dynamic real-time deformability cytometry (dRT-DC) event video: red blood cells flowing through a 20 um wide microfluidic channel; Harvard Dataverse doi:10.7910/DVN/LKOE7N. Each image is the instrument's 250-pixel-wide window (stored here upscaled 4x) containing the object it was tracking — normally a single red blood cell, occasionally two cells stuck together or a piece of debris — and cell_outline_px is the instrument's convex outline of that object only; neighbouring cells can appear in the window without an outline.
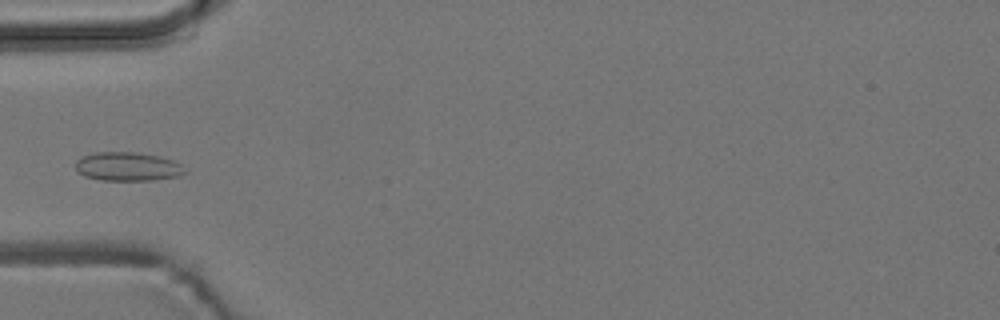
{"species": "common noctule bat (a hibernating species)", "species_latin": "Nyctalus noctula", "temperature_condition": "room temperature", "stored_images_in_passage": 7, "camera_frame_rate_fps": 3000, "um_per_image_px": 0.085, "animal": {"sex": "male", "body_mass_g": 19.2, "forearm_length_mm": 51.8}, "frame": {"image": 1, "passage_image": 6, "time_ms": 6.0, "image_size_px": [1000, 320], "cell_outline_px": [[188, 172], [180, 176], [152, 180], [100, 180], [84, 176], [76, 168], [76, 160], [84, 156], [96, 152], [132, 152], [156, 156], [172, 160], [180, 164]], "centroid_in_image_um": [10.86, 14.17], "position_along_channel_um": 74.1, "area_um2": 18.15}}
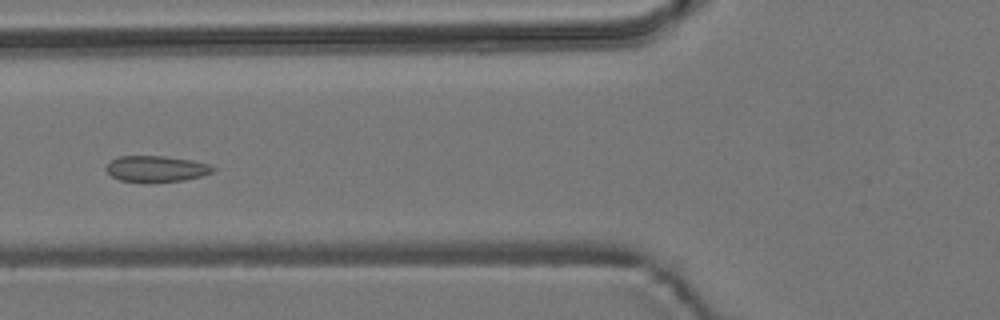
{"frame": {"image": 2, "passage_image": 7, "time_ms": 7.0, "image_size_px": [1000, 320], "cell_outline_px": [[216, 168], [212, 172], [200, 176], [184, 180], [148, 184], [144, 184], [120, 180], [112, 176], [104, 168], [112, 160], [120, 156], [164, 156], [192, 160], [208, 164]], "centroid_in_image_um": [13.26, 14.38], "position_along_channel_um": 112.5, "area_um2": 16.53}}